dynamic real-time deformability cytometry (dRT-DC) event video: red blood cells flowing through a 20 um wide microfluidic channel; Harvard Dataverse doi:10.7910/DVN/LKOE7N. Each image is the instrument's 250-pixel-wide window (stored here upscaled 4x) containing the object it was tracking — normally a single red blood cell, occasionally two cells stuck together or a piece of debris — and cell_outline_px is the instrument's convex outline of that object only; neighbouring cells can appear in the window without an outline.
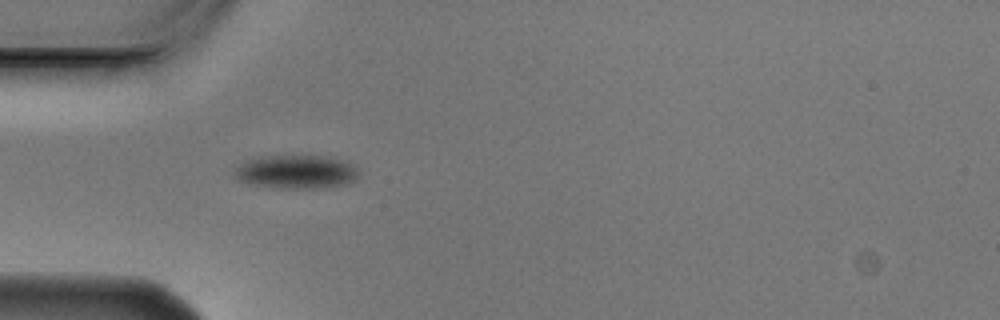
{"species": "Egyptian fruit bat (a non-hibernating species)", "species_latin": "Rousettus aegyptiacus", "temperature_condition": "cold", "stored_images_in_passage": 2, "camera_frame_rate_fps": 3000, "um_per_image_px": 0.085, "animal": {"sex": "male"}, "frame": {"image": 1, "passage_image": 2, "time_ms": 0.333, "image_size_px": [1000, 320], "cell_outline_px": [[356, 180], [348, 184], [328, 188], [280, 188], [256, 184], [236, 180], [232, 176], [232, 168], [244, 160], [256, 156], [324, 156], [344, 160], [356, 164]], "centroid_in_image_um": [25.13, 14.6], "position_along_channel_um": 59.9, "area_um2": 24.85}}